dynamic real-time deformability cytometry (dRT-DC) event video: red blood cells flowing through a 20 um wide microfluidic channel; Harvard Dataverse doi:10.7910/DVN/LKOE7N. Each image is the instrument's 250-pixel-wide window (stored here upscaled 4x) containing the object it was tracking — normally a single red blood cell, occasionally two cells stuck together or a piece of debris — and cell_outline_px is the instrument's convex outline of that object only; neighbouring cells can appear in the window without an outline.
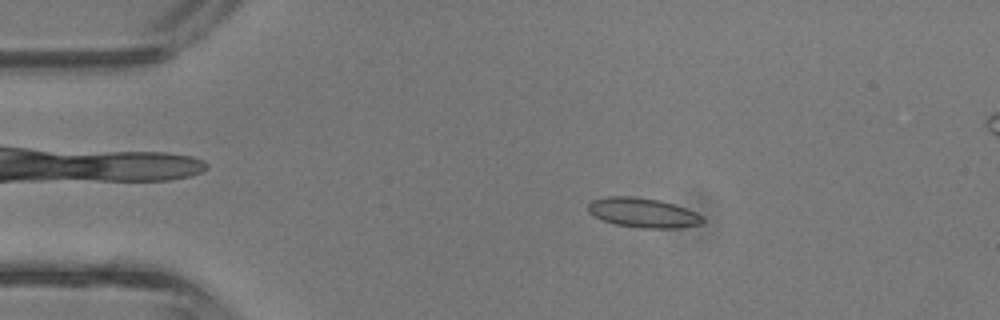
{"species": "common noctule bat (a hibernating species)", "species_latin": "Nyctalus noctula", "temperature_condition": "room temperature", "stored_images_in_passage": 41, "camera_frame_rate_fps": 3000, "um_per_image_px": 0.085, "animal": {"sex": "male", "body_mass_g": 13.3}, "frame": {"image": 1, "passage_image": 7, "time_ms": 2.0, "image_size_px": [1000, 320], "cell_outline_px": [[704, 220], [700, 224], [676, 228], [640, 228], [616, 224], [604, 220], [588, 212], [588, 204], [592, 200], [604, 196], [636, 196], [660, 200], [676, 204], [696, 212], [704, 216]], "centroid_in_image_um": [54.67, 18.06], "position_along_channel_um": 30.3, "area_um2": 19.88}}
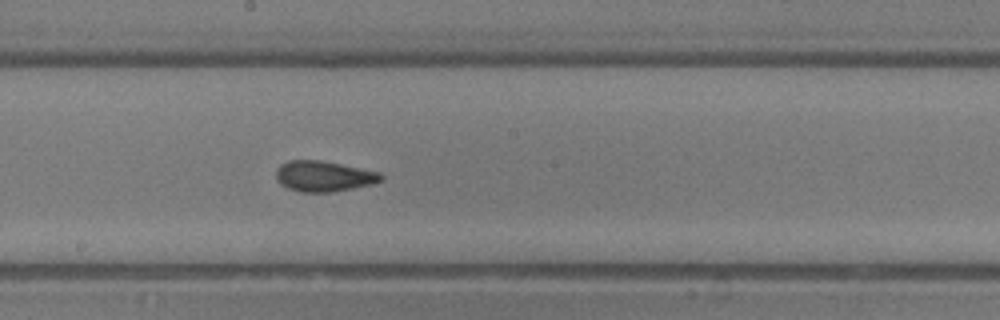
{"frame": {"image": 2, "passage_image": 22, "time_ms": 7.0, "image_size_px": [1000, 320], "cell_outline_px": [[384, 180], [372, 184], [332, 192], [300, 192], [288, 188], [280, 184], [276, 180], [276, 168], [280, 164], [288, 160], [320, 160], [380, 172], [384, 176]], "centroid_in_image_um": [27.5, 14.98], "position_along_channel_um": 220.7, "area_um2": 18.84}}
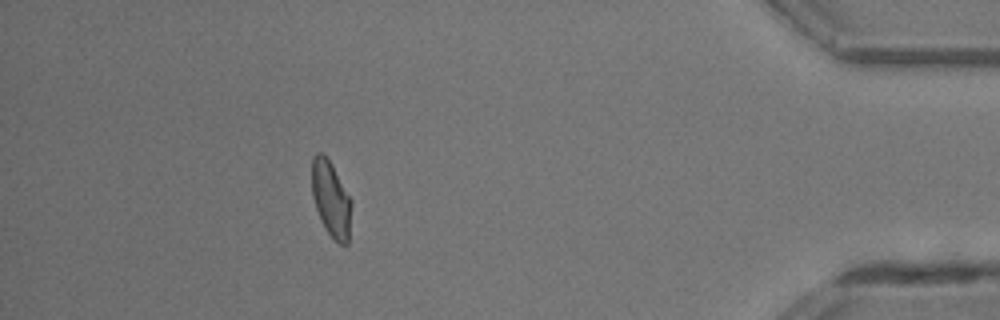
{"frame": {"image": 3, "passage_image": 37, "time_ms": 12.0, "image_size_px": [1000, 320], "cell_outline_px": [[352, 204], [348, 244], [340, 244], [324, 228], [316, 208], [312, 196], [312, 156], [316, 152], [320, 152], [332, 164], [352, 200]], "centroid_in_image_um": [28.14, 16.91], "position_along_channel_um": 407.1, "area_um2": 17.46}, "authors_computed_cell_mechanics": {"area_um2": 18.1492, "velocity_mm_per_s": 4.8381, "shape_relaxation_time_tau1_ms": null, "shape_relaxation_time_tau2_ms": 1.183, "deformation_change_tau1": null, "deformation_change_tau2": 0.0633}}